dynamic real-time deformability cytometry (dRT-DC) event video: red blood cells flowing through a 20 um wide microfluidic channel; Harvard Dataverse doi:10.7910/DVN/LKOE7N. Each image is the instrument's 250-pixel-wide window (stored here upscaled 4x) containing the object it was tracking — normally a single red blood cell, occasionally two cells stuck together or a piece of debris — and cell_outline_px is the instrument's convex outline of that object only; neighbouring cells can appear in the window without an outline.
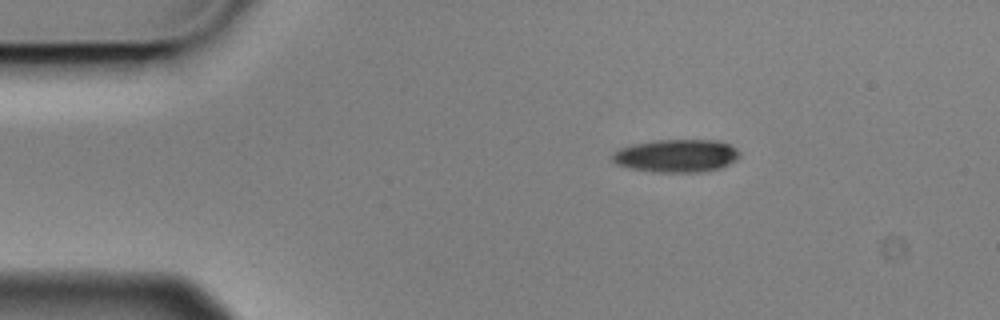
{"species": "Egyptian fruit bat (a non-hibernating species)", "species_latin": "Rousettus aegyptiacus", "temperature_condition": "cold", "stored_images_in_passage": 3, "camera_frame_rate_fps": 3000, "um_per_image_px": 0.085, "animal": {"sex": "male"}, "frame": {"image": 1, "passage_image": 1, "time_ms": 0.0, "image_size_px": [1000, 320], "cell_outline_px": [[740, 156], [736, 160], [720, 168], [704, 172], [652, 172], [632, 168], [616, 164], [612, 160], [612, 152], [620, 148], [632, 144], [652, 140], [720, 140], [736, 148], [740, 152]], "centroid_in_image_um": [57.5, 13.23], "position_along_channel_um": 27.5, "area_um2": 24.62}}
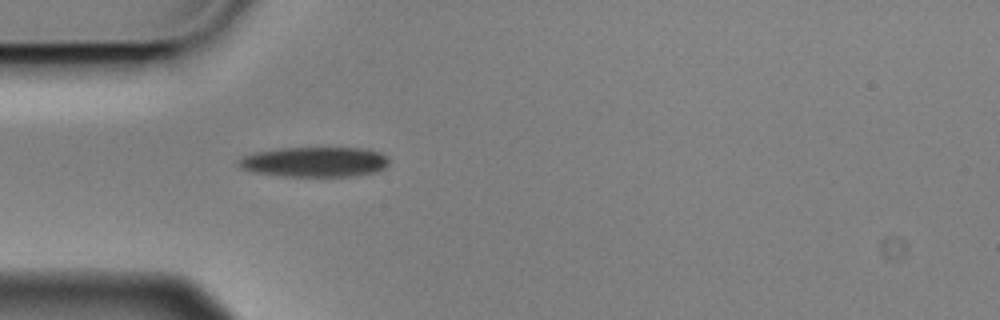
{"frame": {"image": 2, "passage_image": 3, "time_ms": 0.667, "image_size_px": [1000, 320], "cell_outline_px": [[392, 160], [388, 168], [380, 172], [352, 176], [284, 176], [252, 172], [240, 168], [236, 164], [236, 160], [240, 156], [252, 152], [276, 148], [368, 148], [380, 152], [388, 156]], "centroid_in_image_um": [26.77, 13.76], "position_along_channel_um": 58.2, "area_um2": 27.22}}